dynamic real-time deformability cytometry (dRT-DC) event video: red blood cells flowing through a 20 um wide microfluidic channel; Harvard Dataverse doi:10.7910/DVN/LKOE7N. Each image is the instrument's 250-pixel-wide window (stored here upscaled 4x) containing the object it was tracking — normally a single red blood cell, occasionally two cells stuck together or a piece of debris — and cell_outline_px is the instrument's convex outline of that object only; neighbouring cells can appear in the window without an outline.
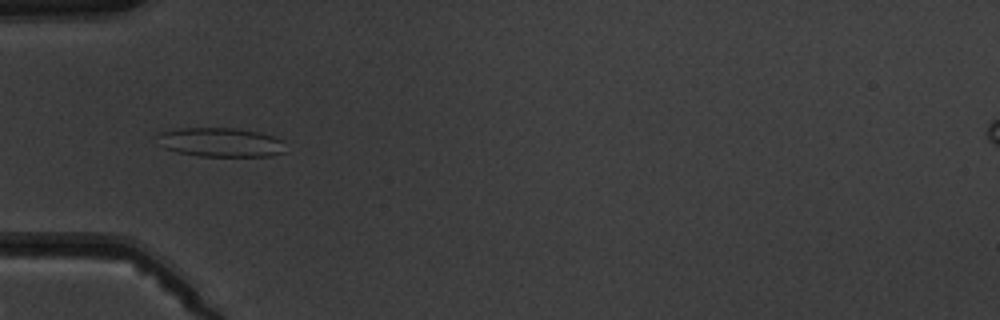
{"species": "common noctule bat (a hibernating species)", "species_latin": "Nyctalus noctula", "temperature_condition": "warm", "stored_images_in_passage": 7, "camera_frame_rate_fps": 3000, "um_per_image_px": 0.085, "animal": {"sex": "male", "body_mass_g": 19.5, "forearm_length_mm": 54.6}, "frame": {"image": 1, "passage_image": 6, "time_ms": 5.667, "image_size_px": [1000, 320], "cell_outline_px": [[284, 152], [272, 156], [196, 156], [176, 152], [164, 148], [156, 144], [156, 132], [176, 128], [236, 128], [256, 132], [272, 136], [284, 140]], "centroid_in_image_um": [18.65, 12.09], "position_along_channel_um": 66.3, "area_um2": 22.2}}
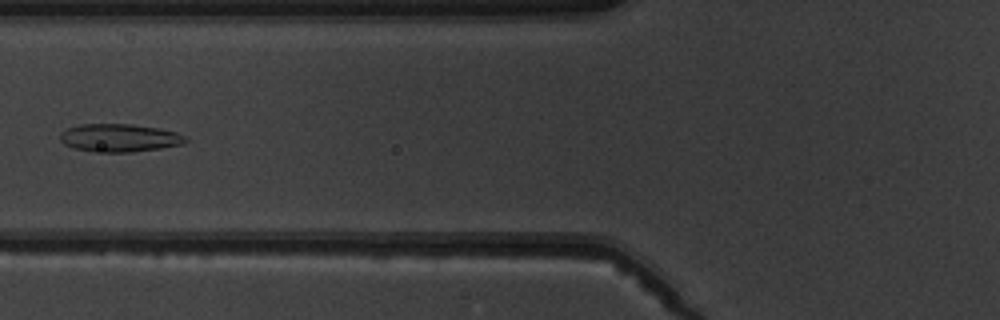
{"frame": {"image": 2, "passage_image": 7, "time_ms": 7.0, "image_size_px": [1000, 320], "cell_outline_px": [[188, 140], [184, 144], [160, 148], [132, 152], [92, 152], [72, 148], [64, 144], [60, 140], [60, 132], [68, 128], [80, 124], [132, 124], [160, 128], [176, 132], [188, 136]], "centroid_in_image_um": [10.16, 11.72], "position_along_channel_um": 115.6, "area_um2": 20.75}}